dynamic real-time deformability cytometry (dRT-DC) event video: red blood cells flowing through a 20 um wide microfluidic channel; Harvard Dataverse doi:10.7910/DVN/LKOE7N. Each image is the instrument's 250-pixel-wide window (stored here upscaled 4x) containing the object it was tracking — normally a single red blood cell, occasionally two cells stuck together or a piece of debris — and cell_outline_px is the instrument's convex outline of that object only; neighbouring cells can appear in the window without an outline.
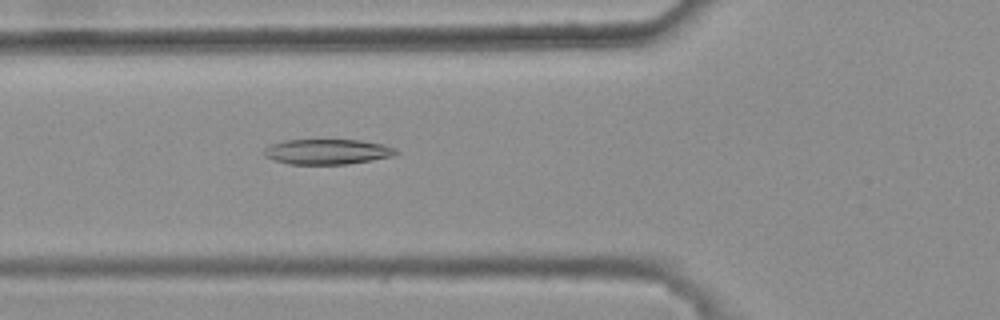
{"species": "common noctule bat (a hibernating species)", "species_latin": "Nyctalus noctula", "temperature_condition": "warm", "stored_images_in_passage": 47, "camera_frame_rate_fps": 3000, "um_per_image_px": 0.085, "animal": {"sex": "female", "body_mass_g": 25.1}, "frame": {"image": 1, "passage_image": 19, "time_ms": 6.0, "image_size_px": [1000, 320], "cell_outline_px": [[400, 152], [392, 156], [348, 164], [288, 164], [264, 156], [264, 148], [272, 144], [284, 140], [360, 140], [380, 144], [396, 148]], "centroid_in_image_um": [27.82, 12.89], "position_along_channel_um": 98.0, "area_um2": 19.25}}
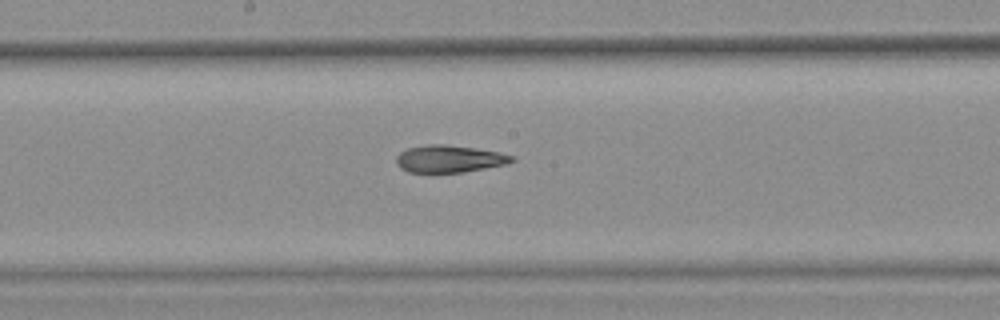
{"frame": {"image": 2, "passage_image": 28, "time_ms": 9.0, "image_size_px": [1000, 320], "cell_outline_px": [[516, 160], [508, 164], [464, 172], [408, 172], [400, 168], [396, 164], [396, 156], [400, 152], [408, 148], [428, 144], [444, 144], [500, 152], [516, 156]], "centroid_in_image_um": [38.21, 13.5], "position_along_channel_um": 210.0, "area_um2": 18.44}}
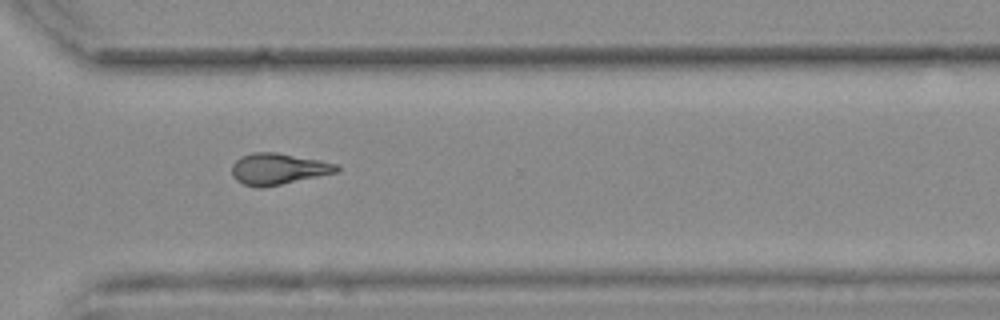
{"frame": {"image": 3, "passage_image": 39, "time_ms": 12.667, "image_size_px": [1000, 320], "cell_outline_px": [[340, 168], [336, 172], [280, 184], [260, 188], [256, 188], [244, 184], [236, 180], [232, 176], [232, 164], [240, 156], [252, 152], [276, 152], [320, 160], [340, 164]], "centroid_in_image_um": [23.62, 14.34], "position_along_channel_um": 347.0, "area_um2": 19.07}, "authors_computed_cell_mechanics": {"area_um2": 19.074, "velocity_mm_per_s": 3.7352, "shape_relaxation_time_tau1_ms": null, "shape_relaxation_time_tau2_ms": 4.1498, "deformation_change_tau1": null, "deformation_change_tau2": 0.1342}}